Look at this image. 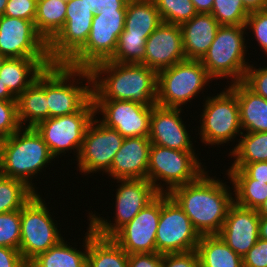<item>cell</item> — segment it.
Returning a JSON list of instances; mask_svg holds the SVG:
<instances>
[{
  "label": "cell",
  "mask_w": 267,
  "mask_h": 267,
  "mask_svg": "<svg viewBox=\"0 0 267 267\" xmlns=\"http://www.w3.org/2000/svg\"><path fill=\"white\" fill-rule=\"evenodd\" d=\"M90 72L92 100L133 101L144 106L156 104L157 72L146 65L107 60L95 64Z\"/></svg>",
  "instance_id": "1"
},
{
  "label": "cell",
  "mask_w": 267,
  "mask_h": 267,
  "mask_svg": "<svg viewBox=\"0 0 267 267\" xmlns=\"http://www.w3.org/2000/svg\"><path fill=\"white\" fill-rule=\"evenodd\" d=\"M214 177L205 171L196 181L178 186L169 193L200 235L218 234L234 203L230 187Z\"/></svg>",
  "instance_id": "2"
},
{
  "label": "cell",
  "mask_w": 267,
  "mask_h": 267,
  "mask_svg": "<svg viewBox=\"0 0 267 267\" xmlns=\"http://www.w3.org/2000/svg\"><path fill=\"white\" fill-rule=\"evenodd\" d=\"M53 159L40 133L34 127H21L4 140L0 174L24 182L37 193L31 181Z\"/></svg>",
  "instance_id": "3"
},
{
  "label": "cell",
  "mask_w": 267,
  "mask_h": 267,
  "mask_svg": "<svg viewBox=\"0 0 267 267\" xmlns=\"http://www.w3.org/2000/svg\"><path fill=\"white\" fill-rule=\"evenodd\" d=\"M77 77L79 79H75ZM84 79L87 80V84L79 85ZM90 85L92 76L89 69L73 68L66 64H52L46 67L48 118L78 112L92 98Z\"/></svg>",
  "instance_id": "4"
},
{
  "label": "cell",
  "mask_w": 267,
  "mask_h": 267,
  "mask_svg": "<svg viewBox=\"0 0 267 267\" xmlns=\"http://www.w3.org/2000/svg\"><path fill=\"white\" fill-rule=\"evenodd\" d=\"M245 25H221L209 49L200 60L212 79L230 78L231 83L241 82L247 68ZM245 58V59H244Z\"/></svg>",
  "instance_id": "5"
},
{
  "label": "cell",
  "mask_w": 267,
  "mask_h": 267,
  "mask_svg": "<svg viewBox=\"0 0 267 267\" xmlns=\"http://www.w3.org/2000/svg\"><path fill=\"white\" fill-rule=\"evenodd\" d=\"M126 9H101L94 13L86 43L65 63L69 67L91 69L109 60L124 30Z\"/></svg>",
  "instance_id": "6"
},
{
  "label": "cell",
  "mask_w": 267,
  "mask_h": 267,
  "mask_svg": "<svg viewBox=\"0 0 267 267\" xmlns=\"http://www.w3.org/2000/svg\"><path fill=\"white\" fill-rule=\"evenodd\" d=\"M195 154V152L174 150L152 144L149 152L147 179L162 194H169L178 186L196 181L205 170ZM157 180L165 183H159ZM163 185L164 187L166 185L167 189L164 190Z\"/></svg>",
  "instance_id": "7"
},
{
  "label": "cell",
  "mask_w": 267,
  "mask_h": 267,
  "mask_svg": "<svg viewBox=\"0 0 267 267\" xmlns=\"http://www.w3.org/2000/svg\"><path fill=\"white\" fill-rule=\"evenodd\" d=\"M213 80L200 60H183L157 72L156 104L181 108Z\"/></svg>",
  "instance_id": "8"
},
{
  "label": "cell",
  "mask_w": 267,
  "mask_h": 267,
  "mask_svg": "<svg viewBox=\"0 0 267 267\" xmlns=\"http://www.w3.org/2000/svg\"><path fill=\"white\" fill-rule=\"evenodd\" d=\"M117 183L114 223L89 213V225L101 237L112 238L160 194L148 179H117Z\"/></svg>",
  "instance_id": "9"
},
{
  "label": "cell",
  "mask_w": 267,
  "mask_h": 267,
  "mask_svg": "<svg viewBox=\"0 0 267 267\" xmlns=\"http://www.w3.org/2000/svg\"><path fill=\"white\" fill-rule=\"evenodd\" d=\"M44 203L45 200L35 193L21 209L19 251L27 263L63 239Z\"/></svg>",
  "instance_id": "10"
},
{
  "label": "cell",
  "mask_w": 267,
  "mask_h": 267,
  "mask_svg": "<svg viewBox=\"0 0 267 267\" xmlns=\"http://www.w3.org/2000/svg\"><path fill=\"white\" fill-rule=\"evenodd\" d=\"M209 97V98H208ZM200 115L201 141L206 145L229 143L242 135L236 94L228 87L220 94L208 96Z\"/></svg>",
  "instance_id": "11"
},
{
  "label": "cell",
  "mask_w": 267,
  "mask_h": 267,
  "mask_svg": "<svg viewBox=\"0 0 267 267\" xmlns=\"http://www.w3.org/2000/svg\"><path fill=\"white\" fill-rule=\"evenodd\" d=\"M200 237L178 203L169 194L160 193L156 253H183L196 250Z\"/></svg>",
  "instance_id": "12"
},
{
  "label": "cell",
  "mask_w": 267,
  "mask_h": 267,
  "mask_svg": "<svg viewBox=\"0 0 267 267\" xmlns=\"http://www.w3.org/2000/svg\"><path fill=\"white\" fill-rule=\"evenodd\" d=\"M95 116V106L91 98L78 112L50 117L40 122L35 129L54 158L69 150H73L78 157L86 129Z\"/></svg>",
  "instance_id": "13"
},
{
  "label": "cell",
  "mask_w": 267,
  "mask_h": 267,
  "mask_svg": "<svg viewBox=\"0 0 267 267\" xmlns=\"http://www.w3.org/2000/svg\"><path fill=\"white\" fill-rule=\"evenodd\" d=\"M94 11L83 0H68L63 28L48 43L52 64H65L87 41Z\"/></svg>",
  "instance_id": "14"
},
{
  "label": "cell",
  "mask_w": 267,
  "mask_h": 267,
  "mask_svg": "<svg viewBox=\"0 0 267 267\" xmlns=\"http://www.w3.org/2000/svg\"><path fill=\"white\" fill-rule=\"evenodd\" d=\"M124 137L95 117L88 125L79 155L76 159L81 173H108L115 154L120 150Z\"/></svg>",
  "instance_id": "15"
},
{
  "label": "cell",
  "mask_w": 267,
  "mask_h": 267,
  "mask_svg": "<svg viewBox=\"0 0 267 267\" xmlns=\"http://www.w3.org/2000/svg\"><path fill=\"white\" fill-rule=\"evenodd\" d=\"M0 53L7 58H49L48 43L34 21L0 17Z\"/></svg>",
  "instance_id": "16"
},
{
  "label": "cell",
  "mask_w": 267,
  "mask_h": 267,
  "mask_svg": "<svg viewBox=\"0 0 267 267\" xmlns=\"http://www.w3.org/2000/svg\"><path fill=\"white\" fill-rule=\"evenodd\" d=\"M93 102L95 114L101 112L103 116L99 121L105 126L117 130L124 138L148 137L152 106L123 100Z\"/></svg>",
  "instance_id": "17"
},
{
  "label": "cell",
  "mask_w": 267,
  "mask_h": 267,
  "mask_svg": "<svg viewBox=\"0 0 267 267\" xmlns=\"http://www.w3.org/2000/svg\"><path fill=\"white\" fill-rule=\"evenodd\" d=\"M160 217V194L144 207L112 239L129 255L156 253V233Z\"/></svg>",
  "instance_id": "18"
},
{
  "label": "cell",
  "mask_w": 267,
  "mask_h": 267,
  "mask_svg": "<svg viewBox=\"0 0 267 267\" xmlns=\"http://www.w3.org/2000/svg\"><path fill=\"white\" fill-rule=\"evenodd\" d=\"M181 108L152 106L148 138L153 145L174 150L194 152L184 121L180 117Z\"/></svg>",
  "instance_id": "19"
},
{
  "label": "cell",
  "mask_w": 267,
  "mask_h": 267,
  "mask_svg": "<svg viewBox=\"0 0 267 267\" xmlns=\"http://www.w3.org/2000/svg\"><path fill=\"white\" fill-rule=\"evenodd\" d=\"M186 60L179 25L162 22L147 38L140 63L159 72Z\"/></svg>",
  "instance_id": "20"
},
{
  "label": "cell",
  "mask_w": 267,
  "mask_h": 267,
  "mask_svg": "<svg viewBox=\"0 0 267 267\" xmlns=\"http://www.w3.org/2000/svg\"><path fill=\"white\" fill-rule=\"evenodd\" d=\"M259 218L257 210L233 203L218 235L235 253L244 257L259 239Z\"/></svg>",
  "instance_id": "21"
},
{
  "label": "cell",
  "mask_w": 267,
  "mask_h": 267,
  "mask_svg": "<svg viewBox=\"0 0 267 267\" xmlns=\"http://www.w3.org/2000/svg\"><path fill=\"white\" fill-rule=\"evenodd\" d=\"M151 145L148 137L125 138L106 174L114 180L147 179Z\"/></svg>",
  "instance_id": "22"
},
{
  "label": "cell",
  "mask_w": 267,
  "mask_h": 267,
  "mask_svg": "<svg viewBox=\"0 0 267 267\" xmlns=\"http://www.w3.org/2000/svg\"><path fill=\"white\" fill-rule=\"evenodd\" d=\"M179 26L186 60H201L221 25L211 13H197Z\"/></svg>",
  "instance_id": "23"
},
{
  "label": "cell",
  "mask_w": 267,
  "mask_h": 267,
  "mask_svg": "<svg viewBox=\"0 0 267 267\" xmlns=\"http://www.w3.org/2000/svg\"><path fill=\"white\" fill-rule=\"evenodd\" d=\"M51 65L49 58H6L0 69V79L17 98Z\"/></svg>",
  "instance_id": "24"
},
{
  "label": "cell",
  "mask_w": 267,
  "mask_h": 267,
  "mask_svg": "<svg viewBox=\"0 0 267 267\" xmlns=\"http://www.w3.org/2000/svg\"><path fill=\"white\" fill-rule=\"evenodd\" d=\"M17 118L21 127H36L48 119L46 68L17 98ZM28 122V123H27ZM27 123V126L25 125ZM24 125V126H23Z\"/></svg>",
  "instance_id": "25"
},
{
  "label": "cell",
  "mask_w": 267,
  "mask_h": 267,
  "mask_svg": "<svg viewBox=\"0 0 267 267\" xmlns=\"http://www.w3.org/2000/svg\"><path fill=\"white\" fill-rule=\"evenodd\" d=\"M229 88L237 96L242 132H267V100L242 81L230 84Z\"/></svg>",
  "instance_id": "26"
},
{
  "label": "cell",
  "mask_w": 267,
  "mask_h": 267,
  "mask_svg": "<svg viewBox=\"0 0 267 267\" xmlns=\"http://www.w3.org/2000/svg\"><path fill=\"white\" fill-rule=\"evenodd\" d=\"M86 236L83 238L85 248L83 252L71 247L60 240L56 245L47 251L38 254L28 264L31 267H87V253L89 246V227ZM76 248V249H75Z\"/></svg>",
  "instance_id": "27"
},
{
  "label": "cell",
  "mask_w": 267,
  "mask_h": 267,
  "mask_svg": "<svg viewBox=\"0 0 267 267\" xmlns=\"http://www.w3.org/2000/svg\"><path fill=\"white\" fill-rule=\"evenodd\" d=\"M196 251L199 256V267H243L242 257L218 234L201 235Z\"/></svg>",
  "instance_id": "28"
},
{
  "label": "cell",
  "mask_w": 267,
  "mask_h": 267,
  "mask_svg": "<svg viewBox=\"0 0 267 267\" xmlns=\"http://www.w3.org/2000/svg\"><path fill=\"white\" fill-rule=\"evenodd\" d=\"M162 23L153 0H129L124 30L129 35L149 36Z\"/></svg>",
  "instance_id": "29"
},
{
  "label": "cell",
  "mask_w": 267,
  "mask_h": 267,
  "mask_svg": "<svg viewBox=\"0 0 267 267\" xmlns=\"http://www.w3.org/2000/svg\"><path fill=\"white\" fill-rule=\"evenodd\" d=\"M87 267H128V254L112 238L95 234L89 225Z\"/></svg>",
  "instance_id": "30"
},
{
  "label": "cell",
  "mask_w": 267,
  "mask_h": 267,
  "mask_svg": "<svg viewBox=\"0 0 267 267\" xmlns=\"http://www.w3.org/2000/svg\"><path fill=\"white\" fill-rule=\"evenodd\" d=\"M67 1L37 0L34 20L37 32L49 43L63 28L66 18Z\"/></svg>",
  "instance_id": "31"
},
{
  "label": "cell",
  "mask_w": 267,
  "mask_h": 267,
  "mask_svg": "<svg viewBox=\"0 0 267 267\" xmlns=\"http://www.w3.org/2000/svg\"><path fill=\"white\" fill-rule=\"evenodd\" d=\"M244 133L229 154L235 158L229 169H241L247 163L267 161V132Z\"/></svg>",
  "instance_id": "32"
},
{
  "label": "cell",
  "mask_w": 267,
  "mask_h": 267,
  "mask_svg": "<svg viewBox=\"0 0 267 267\" xmlns=\"http://www.w3.org/2000/svg\"><path fill=\"white\" fill-rule=\"evenodd\" d=\"M34 194L24 182L0 174V214L22 209Z\"/></svg>",
  "instance_id": "33"
},
{
  "label": "cell",
  "mask_w": 267,
  "mask_h": 267,
  "mask_svg": "<svg viewBox=\"0 0 267 267\" xmlns=\"http://www.w3.org/2000/svg\"><path fill=\"white\" fill-rule=\"evenodd\" d=\"M234 185V203L257 210L267 199V183L252 178H229Z\"/></svg>",
  "instance_id": "34"
},
{
  "label": "cell",
  "mask_w": 267,
  "mask_h": 267,
  "mask_svg": "<svg viewBox=\"0 0 267 267\" xmlns=\"http://www.w3.org/2000/svg\"><path fill=\"white\" fill-rule=\"evenodd\" d=\"M149 36L129 35L125 30L119 35L116 50L108 60L115 63H141L144 60L145 44Z\"/></svg>",
  "instance_id": "35"
},
{
  "label": "cell",
  "mask_w": 267,
  "mask_h": 267,
  "mask_svg": "<svg viewBox=\"0 0 267 267\" xmlns=\"http://www.w3.org/2000/svg\"><path fill=\"white\" fill-rule=\"evenodd\" d=\"M162 22L181 25L198 12L191 0H153Z\"/></svg>",
  "instance_id": "36"
},
{
  "label": "cell",
  "mask_w": 267,
  "mask_h": 267,
  "mask_svg": "<svg viewBox=\"0 0 267 267\" xmlns=\"http://www.w3.org/2000/svg\"><path fill=\"white\" fill-rule=\"evenodd\" d=\"M211 14L220 25H245L250 12L242 0H214Z\"/></svg>",
  "instance_id": "37"
},
{
  "label": "cell",
  "mask_w": 267,
  "mask_h": 267,
  "mask_svg": "<svg viewBox=\"0 0 267 267\" xmlns=\"http://www.w3.org/2000/svg\"><path fill=\"white\" fill-rule=\"evenodd\" d=\"M21 209L0 214V247L19 250L21 237Z\"/></svg>",
  "instance_id": "38"
},
{
  "label": "cell",
  "mask_w": 267,
  "mask_h": 267,
  "mask_svg": "<svg viewBox=\"0 0 267 267\" xmlns=\"http://www.w3.org/2000/svg\"><path fill=\"white\" fill-rule=\"evenodd\" d=\"M21 128L17 118V101L0 100V135L10 137Z\"/></svg>",
  "instance_id": "39"
},
{
  "label": "cell",
  "mask_w": 267,
  "mask_h": 267,
  "mask_svg": "<svg viewBox=\"0 0 267 267\" xmlns=\"http://www.w3.org/2000/svg\"><path fill=\"white\" fill-rule=\"evenodd\" d=\"M245 27L252 30L262 52L267 55V9L250 12Z\"/></svg>",
  "instance_id": "40"
},
{
  "label": "cell",
  "mask_w": 267,
  "mask_h": 267,
  "mask_svg": "<svg viewBox=\"0 0 267 267\" xmlns=\"http://www.w3.org/2000/svg\"><path fill=\"white\" fill-rule=\"evenodd\" d=\"M253 66L247 68L242 82L255 94L267 100V67L256 69Z\"/></svg>",
  "instance_id": "41"
},
{
  "label": "cell",
  "mask_w": 267,
  "mask_h": 267,
  "mask_svg": "<svg viewBox=\"0 0 267 267\" xmlns=\"http://www.w3.org/2000/svg\"><path fill=\"white\" fill-rule=\"evenodd\" d=\"M37 12V0H8L4 15L34 21Z\"/></svg>",
  "instance_id": "42"
},
{
  "label": "cell",
  "mask_w": 267,
  "mask_h": 267,
  "mask_svg": "<svg viewBox=\"0 0 267 267\" xmlns=\"http://www.w3.org/2000/svg\"><path fill=\"white\" fill-rule=\"evenodd\" d=\"M228 178H252L267 183V161L247 163L241 169H228Z\"/></svg>",
  "instance_id": "43"
},
{
  "label": "cell",
  "mask_w": 267,
  "mask_h": 267,
  "mask_svg": "<svg viewBox=\"0 0 267 267\" xmlns=\"http://www.w3.org/2000/svg\"><path fill=\"white\" fill-rule=\"evenodd\" d=\"M162 267H199L196 250L183 253L163 254Z\"/></svg>",
  "instance_id": "44"
},
{
  "label": "cell",
  "mask_w": 267,
  "mask_h": 267,
  "mask_svg": "<svg viewBox=\"0 0 267 267\" xmlns=\"http://www.w3.org/2000/svg\"><path fill=\"white\" fill-rule=\"evenodd\" d=\"M242 260L243 267H267V241L259 238Z\"/></svg>",
  "instance_id": "45"
},
{
  "label": "cell",
  "mask_w": 267,
  "mask_h": 267,
  "mask_svg": "<svg viewBox=\"0 0 267 267\" xmlns=\"http://www.w3.org/2000/svg\"><path fill=\"white\" fill-rule=\"evenodd\" d=\"M163 254L140 253L128 255V267H162Z\"/></svg>",
  "instance_id": "46"
},
{
  "label": "cell",
  "mask_w": 267,
  "mask_h": 267,
  "mask_svg": "<svg viewBox=\"0 0 267 267\" xmlns=\"http://www.w3.org/2000/svg\"><path fill=\"white\" fill-rule=\"evenodd\" d=\"M27 264L19 250L0 247V267H25Z\"/></svg>",
  "instance_id": "47"
},
{
  "label": "cell",
  "mask_w": 267,
  "mask_h": 267,
  "mask_svg": "<svg viewBox=\"0 0 267 267\" xmlns=\"http://www.w3.org/2000/svg\"><path fill=\"white\" fill-rule=\"evenodd\" d=\"M242 3L249 12L267 8V0H242Z\"/></svg>",
  "instance_id": "48"
},
{
  "label": "cell",
  "mask_w": 267,
  "mask_h": 267,
  "mask_svg": "<svg viewBox=\"0 0 267 267\" xmlns=\"http://www.w3.org/2000/svg\"><path fill=\"white\" fill-rule=\"evenodd\" d=\"M198 13H211L214 0H191Z\"/></svg>",
  "instance_id": "49"
},
{
  "label": "cell",
  "mask_w": 267,
  "mask_h": 267,
  "mask_svg": "<svg viewBox=\"0 0 267 267\" xmlns=\"http://www.w3.org/2000/svg\"><path fill=\"white\" fill-rule=\"evenodd\" d=\"M129 0H102L103 9H126Z\"/></svg>",
  "instance_id": "50"
},
{
  "label": "cell",
  "mask_w": 267,
  "mask_h": 267,
  "mask_svg": "<svg viewBox=\"0 0 267 267\" xmlns=\"http://www.w3.org/2000/svg\"><path fill=\"white\" fill-rule=\"evenodd\" d=\"M0 100L2 101H16V97L8 90L0 79Z\"/></svg>",
  "instance_id": "51"
},
{
  "label": "cell",
  "mask_w": 267,
  "mask_h": 267,
  "mask_svg": "<svg viewBox=\"0 0 267 267\" xmlns=\"http://www.w3.org/2000/svg\"><path fill=\"white\" fill-rule=\"evenodd\" d=\"M259 238L267 241V217L259 218Z\"/></svg>",
  "instance_id": "52"
},
{
  "label": "cell",
  "mask_w": 267,
  "mask_h": 267,
  "mask_svg": "<svg viewBox=\"0 0 267 267\" xmlns=\"http://www.w3.org/2000/svg\"><path fill=\"white\" fill-rule=\"evenodd\" d=\"M84 3H86L94 13H100L102 9V0H83Z\"/></svg>",
  "instance_id": "53"
},
{
  "label": "cell",
  "mask_w": 267,
  "mask_h": 267,
  "mask_svg": "<svg viewBox=\"0 0 267 267\" xmlns=\"http://www.w3.org/2000/svg\"><path fill=\"white\" fill-rule=\"evenodd\" d=\"M257 213L259 216H266L267 217V199L261 206L257 209Z\"/></svg>",
  "instance_id": "54"
},
{
  "label": "cell",
  "mask_w": 267,
  "mask_h": 267,
  "mask_svg": "<svg viewBox=\"0 0 267 267\" xmlns=\"http://www.w3.org/2000/svg\"><path fill=\"white\" fill-rule=\"evenodd\" d=\"M8 0H0V17L4 15Z\"/></svg>",
  "instance_id": "55"
},
{
  "label": "cell",
  "mask_w": 267,
  "mask_h": 267,
  "mask_svg": "<svg viewBox=\"0 0 267 267\" xmlns=\"http://www.w3.org/2000/svg\"><path fill=\"white\" fill-rule=\"evenodd\" d=\"M4 140H5V138L2 135H0V165H1V162H2V153H3Z\"/></svg>",
  "instance_id": "56"
},
{
  "label": "cell",
  "mask_w": 267,
  "mask_h": 267,
  "mask_svg": "<svg viewBox=\"0 0 267 267\" xmlns=\"http://www.w3.org/2000/svg\"><path fill=\"white\" fill-rule=\"evenodd\" d=\"M6 58V56L0 53V69L2 68V65L5 62Z\"/></svg>",
  "instance_id": "57"
}]
</instances>
